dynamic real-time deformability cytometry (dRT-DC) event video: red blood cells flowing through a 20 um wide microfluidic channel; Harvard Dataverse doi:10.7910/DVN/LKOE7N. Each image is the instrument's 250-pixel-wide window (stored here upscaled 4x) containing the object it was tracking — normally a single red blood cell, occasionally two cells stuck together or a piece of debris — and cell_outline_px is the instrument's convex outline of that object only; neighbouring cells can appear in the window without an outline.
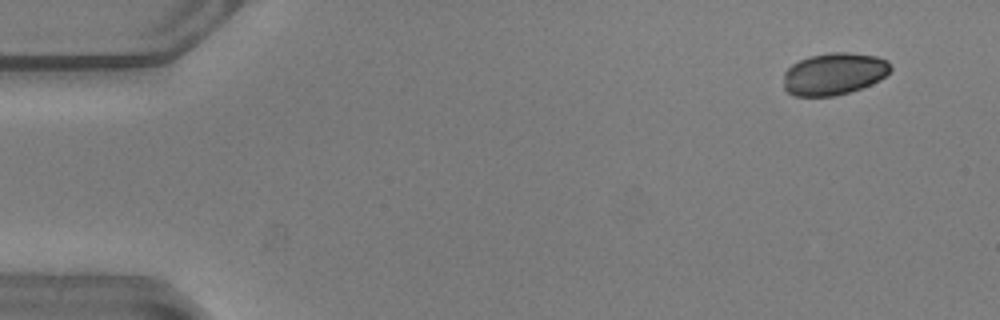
{"species": "common noctule bat (a hibernating species)", "species_latin": "Nyctalus noctula", "temperature_condition": "warm", "stored_images_in_passage": 16, "camera_frame_rate_fps": 3000, "um_per_image_px": 0.085, "animal": {"sex": "male", "body_mass_g": 20.5, "forearm_length_mm": 52.5}, "frame": {"image": 1, "passage_image": 4, "time_ms": 1.0, "image_size_px": [1000, 320], "cell_outline_px": [[892, 68], [880, 80], [872, 84], [848, 92], [832, 96], [792, 96], [784, 88], [784, 72], [792, 64], [800, 60], [812, 56], [828, 52], [848, 52], [876, 56], [888, 60]], "centroid_in_image_um": [70.89, 6.27], "position_along_channel_um": 14.1, "area_um2": 26.24}}
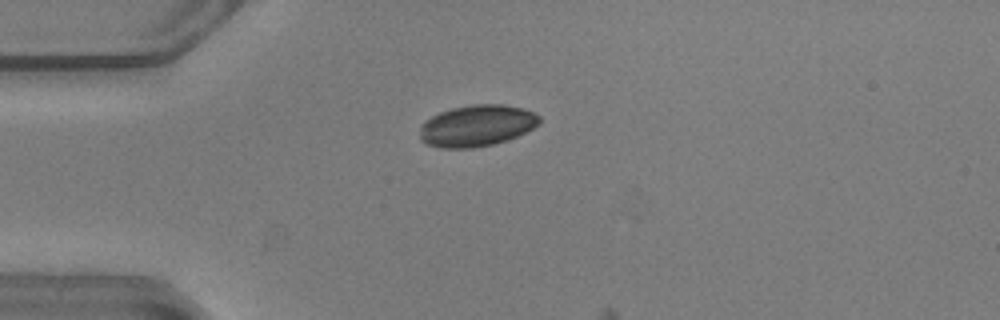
{"frame": {"image": 2, "passage_image": 14, "time_ms": 4.333, "image_size_px": [1000, 320], "cell_outline_px": [[540, 124], [508, 140], [492, 144], [472, 148], [444, 148], [424, 144], [420, 140], [420, 124], [424, 120], [440, 112], [452, 108], [472, 104], [504, 104], [524, 108], [540, 116]], "centroid_in_image_um": [40.5, 10.68], "position_along_channel_um": 44.5, "area_um2": 29.07}}